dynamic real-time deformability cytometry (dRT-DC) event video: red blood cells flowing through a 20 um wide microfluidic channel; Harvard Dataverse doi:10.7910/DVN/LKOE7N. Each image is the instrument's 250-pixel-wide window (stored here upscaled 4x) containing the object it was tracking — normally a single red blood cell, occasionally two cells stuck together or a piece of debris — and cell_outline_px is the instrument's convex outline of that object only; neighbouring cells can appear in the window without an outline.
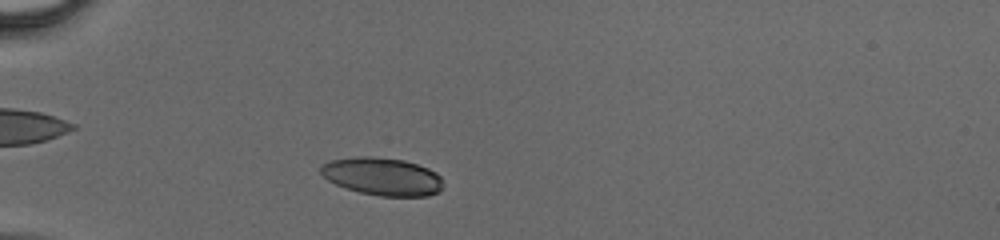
{"species": "human", "species_latin": "Homo sapiens", "temperature_condition": "cold", "stored_images_in_passage": 37, "camera_frame_rate_fps": 3000, "um_per_image_px": 0.085, "donor": {"sex": "male"}, "frame": {"image": 1, "passage_image": 5, "time_ms": 1.333, "image_size_px": [1000, 240], "cell_outline_px": [[444, 184], [436, 192], [428, 196], [380, 196], [360, 192], [336, 184], [328, 180], [320, 172], [320, 164], [332, 160], [356, 156], [372, 156], [404, 160], [428, 168], [436, 172], [444, 180]], "centroid_in_image_um": [32.5, 14.99], "position_along_channel_um": 52.5, "area_um2": 26.93}}
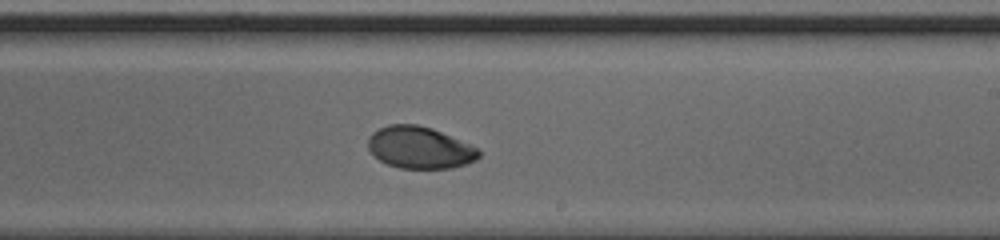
{"frame": {"image": 2, "passage_image": 20, "time_ms": 6.333, "image_size_px": [1000, 240], "cell_outline_px": [[480, 156], [476, 160], [452, 168], [400, 168], [388, 164], [380, 160], [368, 148], [368, 136], [372, 132], [388, 124], [416, 124], [432, 128], [468, 144], [476, 148], [480, 152]], "centroid_in_image_um": [35.65, 12.54], "position_along_channel_um": 253.4, "area_um2": 26.76}}
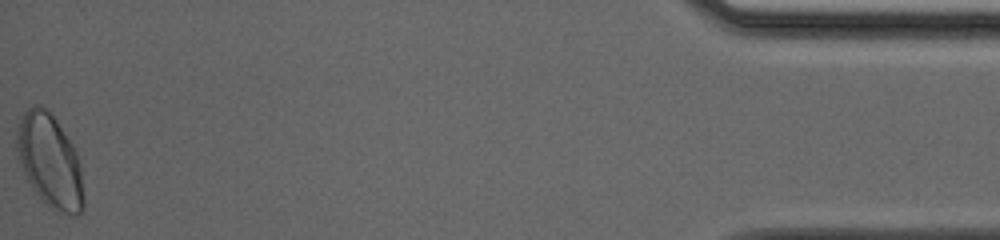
{"frame": {"image": 3, "passage_image": 37, "time_ms": 12.0, "image_size_px": [1000, 240], "cell_outline_px": [[84, 208], [76, 216], [72, 216], [52, 208], [32, 188], [16, 156], [16, 128], [20, 116], [28, 108], [36, 104], [40, 104], [56, 120], [72, 144], [76, 152], [80, 164], [84, 196]], "centroid_in_image_um": [4.22, 13.67], "position_along_channel_um": 431.0, "area_um2": 36.24}}